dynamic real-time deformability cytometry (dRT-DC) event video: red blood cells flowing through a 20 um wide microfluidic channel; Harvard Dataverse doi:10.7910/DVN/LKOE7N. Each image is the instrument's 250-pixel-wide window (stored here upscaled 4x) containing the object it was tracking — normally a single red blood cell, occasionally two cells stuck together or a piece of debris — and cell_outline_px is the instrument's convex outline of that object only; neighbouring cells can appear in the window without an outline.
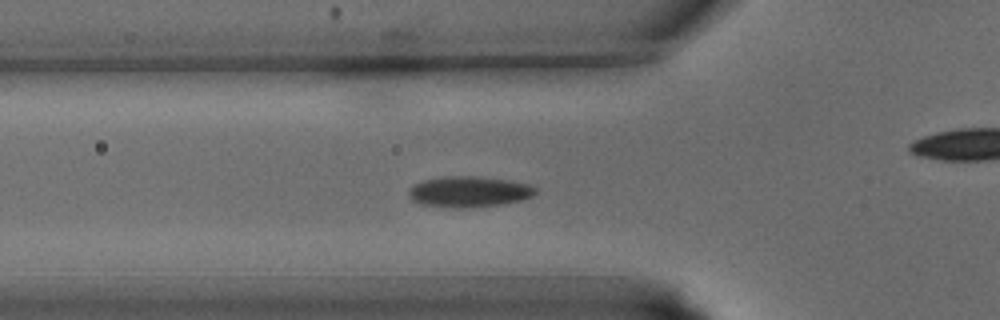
{"species": "common noctule bat (a hibernating species)", "species_latin": "Nyctalus noctula", "temperature_condition": "warm", "stored_images_in_passage": 28, "camera_frame_rate_fps": 3000, "um_per_image_px": 0.085, "animal": {"sex": "male", "body_mass_g": 15.6}, "frame": {"image": 1, "passage_image": 3, "time_ms": 0.667, "image_size_px": [1000, 320], "cell_outline_px": [[536, 192], [532, 196], [520, 200], [504, 204], [468, 208], [452, 208], [420, 204], [412, 200], [408, 192], [412, 184], [424, 180], [444, 176], [476, 176], [508, 180], [528, 184], [536, 188]], "centroid_in_image_um": [39.84, 16.3], "position_along_channel_um": 86.0, "area_um2": 22.89}}
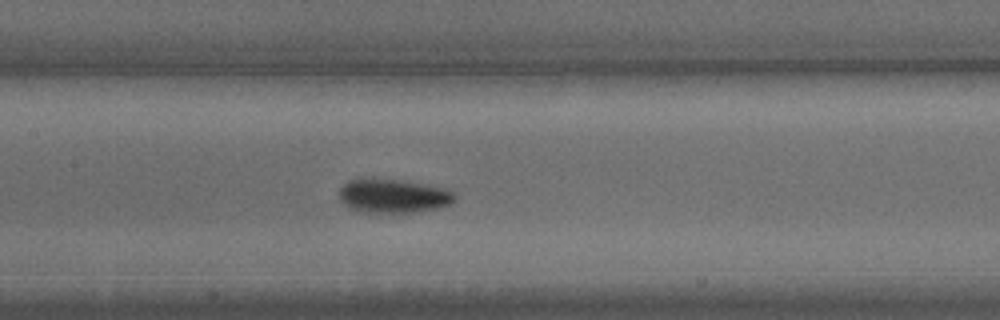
{"frame": {"image": 2, "passage_image": 8, "time_ms": 2.333, "image_size_px": [1000, 320], "cell_outline_px": [[456, 200], [440, 208], [412, 212], [368, 212], [348, 208], [340, 200], [340, 188], [348, 180], [356, 176], [372, 176], [400, 180], [448, 188], [456, 192]], "centroid_in_image_um": [33.41, 16.6], "position_along_channel_um": 174.0, "area_um2": 23.52}}
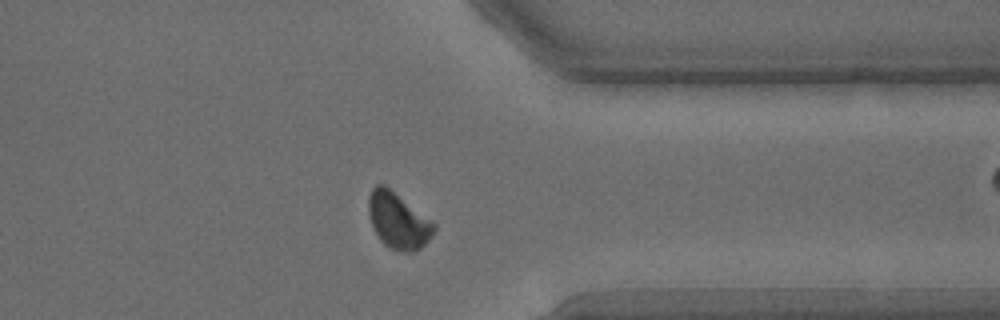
{"frame": {"image": 3, "passage_image": 20, "time_ms": 6.333, "image_size_px": [1000, 320], "cell_outline_px": [[436, 228], [432, 236], [416, 252], [404, 252], [392, 248], [384, 244], [380, 240], [372, 224], [368, 212], [368, 196], [372, 188], [376, 184], [384, 184], [436, 224]], "centroid_in_image_um": [33.83, 18.75], "position_along_channel_um": 377.6, "area_um2": 21.15}}